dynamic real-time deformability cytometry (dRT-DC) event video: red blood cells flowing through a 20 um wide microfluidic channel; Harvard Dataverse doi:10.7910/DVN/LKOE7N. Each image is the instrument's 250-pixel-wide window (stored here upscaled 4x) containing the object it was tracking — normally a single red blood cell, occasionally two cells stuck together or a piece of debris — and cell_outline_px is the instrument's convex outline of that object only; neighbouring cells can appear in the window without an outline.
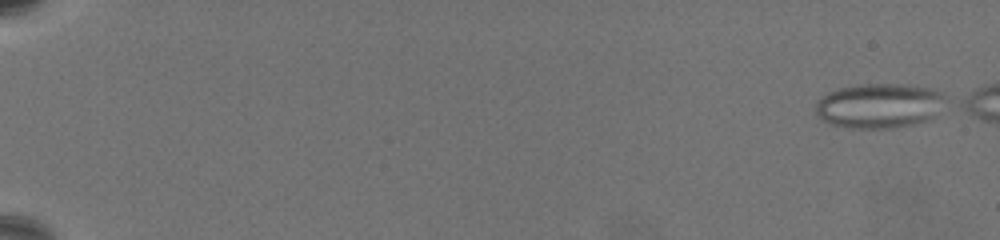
{"species": "common noctule bat (a hibernating species)", "species_latin": "Nyctalus noctula", "temperature_condition": "warm", "stored_images_in_passage": 64, "segment_of_instrument_passage": [1, 2], "camera_frame_rate_fps": 3000, "um_per_image_px": 0.085, "animal": {"sex": "female", "body_mass_g": 19.5, "forearm_length_mm": 54.1}, "frame": {"image": 1, "passage_image": 2, "time_ms": 0.333, "image_size_px": [1000, 240], "cell_outline_px": [[948, 100], [924, 120], [908, 124], [888, 128], [856, 128], [832, 124], [824, 120], [816, 112], [816, 104], [828, 92], [840, 88], [868, 84], [904, 84], [928, 88], [940, 92], [948, 96]], "centroid_in_image_um": [74.73, 8.96], "position_along_channel_um": 10.3, "area_um2": 32.89}}
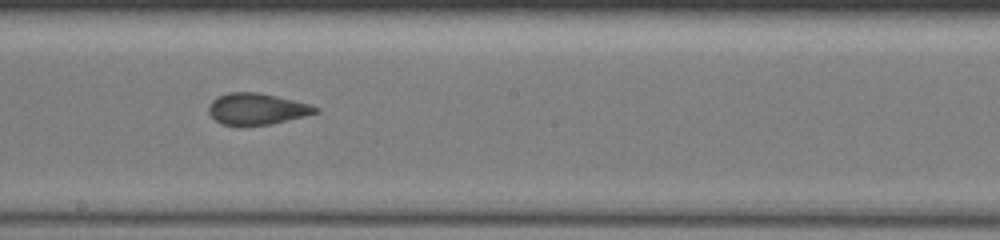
{"frame": {"image": 2, "passage_image": 41, "time_ms": 13.333, "image_size_px": [1000, 240], "cell_outline_px": [[320, 108], [316, 112], [304, 116], [268, 124], [220, 124], [208, 112], [208, 108], [212, 100], [228, 92], [256, 92], [276, 96], [312, 104]], "centroid_in_image_um": [21.83, 9.23], "position_along_channel_um": 226.4, "area_um2": 19.07}}
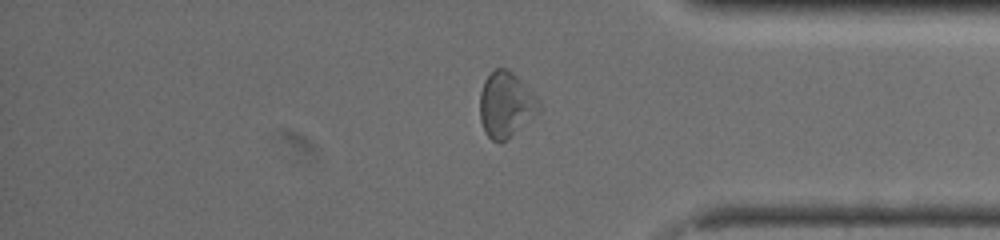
{"frame": {"image": 3, "passage_image": 57, "time_ms": 18.667, "image_size_px": [1000, 240], "cell_outline_px": [[532, 104], [512, 132], [500, 144], [492, 140], [488, 136], [480, 120], [480, 92], [484, 80], [496, 68], [508, 68], [516, 76], [532, 96]], "centroid_in_image_um": [42.74, 8.82], "position_along_channel_um": 392.5, "area_um2": 19.71}}